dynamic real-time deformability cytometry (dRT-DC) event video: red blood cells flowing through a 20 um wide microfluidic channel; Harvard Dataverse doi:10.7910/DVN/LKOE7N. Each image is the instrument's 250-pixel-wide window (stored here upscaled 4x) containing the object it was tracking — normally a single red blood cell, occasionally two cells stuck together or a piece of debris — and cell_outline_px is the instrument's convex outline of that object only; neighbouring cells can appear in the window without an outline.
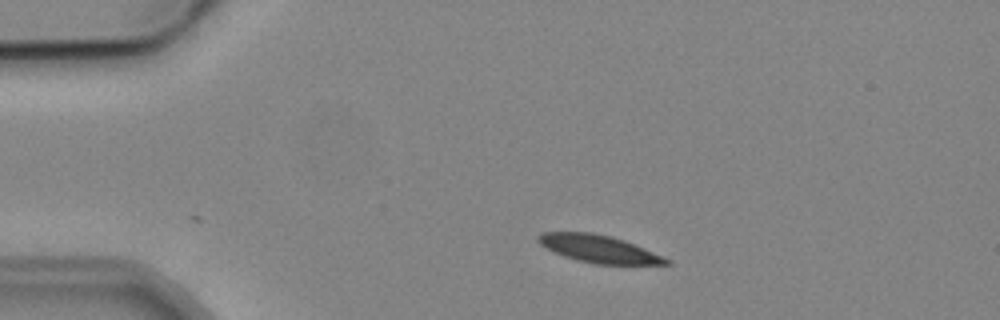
{"species": "common noctule bat (a hibernating species)", "species_latin": "Nyctalus noctula", "temperature_condition": "cold", "stored_images_in_passage": 5, "camera_frame_rate_fps": 3000, "um_per_image_px": 0.085, "animal": {"sex": "male", "body_mass_g": 19.2, "forearm_length_mm": 51.8}, "frame": {"image": 1, "passage_image": 5, "time_ms": 5.333, "image_size_px": [1000, 320], "cell_outline_px": [[672, 264], [592, 264], [576, 260], [564, 256], [544, 248], [536, 240], [536, 236], [540, 232], [592, 232], [612, 236], [624, 240], [644, 248], [672, 260]], "centroid_in_image_um": [50.86, 21.15], "position_along_channel_um": 34.1, "area_um2": 20.75}}